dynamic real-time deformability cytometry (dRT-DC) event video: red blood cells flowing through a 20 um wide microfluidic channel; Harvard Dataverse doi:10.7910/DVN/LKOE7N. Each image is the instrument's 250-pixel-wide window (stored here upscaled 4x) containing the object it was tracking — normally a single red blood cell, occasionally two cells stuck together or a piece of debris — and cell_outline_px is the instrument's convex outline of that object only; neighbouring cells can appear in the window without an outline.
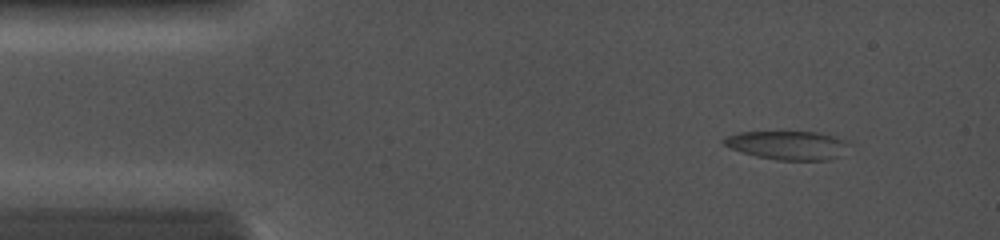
{"species": "common noctule bat (a hibernating species)", "species_latin": "Nyctalus noctula", "temperature_condition": "cold", "stored_images_in_passage": 5, "camera_frame_rate_fps": 5000, "um_per_image_px": 0.085, "animal": {"sex": "female", "body_mass_g": 19.0, "forearm_length_mm": 56.7}, "frame": {"image": 1, "passage_image": 1, "time_ms": 0.0, "image_size_px": [1000, 240], "cell_outline_px": [[848, 144], [836, 156], [828, 160], [776, 160], [756, 156], [732, 148], [724, 144], [720, 140], [724, 136], [740, 132], [816, 132], [848, 140]], "centroid_in_image_um": [66.88, 12.33], "position_along_channel_um": 18.1, "area_um2": 20.58}}
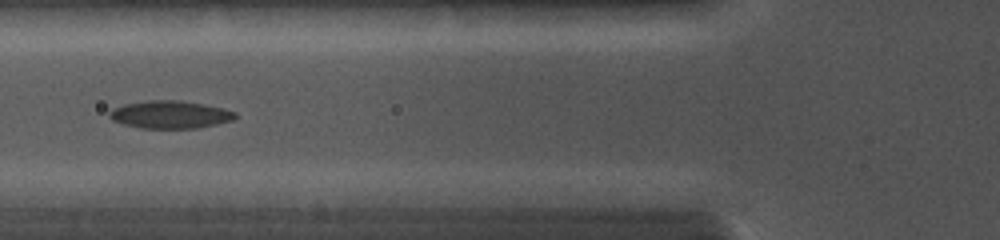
{"frame": {"image": 2, "passage_image": 5, "time_ms": 4.2, "image_size_px": [1000, 240], "cell_outline_px": [[236, 116], [232, 120], [216, 124], [196, 128], [140, 128], [124, 124], [112, 120], [108, 116], [108, 112], [112, 108], [124, 104], [148, 100], [176, 100], [204, 104], [224, 108], [236, 112]], "centroid_in_image_um": [14.43, 9.73], "position_along_channel_um": 111.4, "area_um2": 20.29}}